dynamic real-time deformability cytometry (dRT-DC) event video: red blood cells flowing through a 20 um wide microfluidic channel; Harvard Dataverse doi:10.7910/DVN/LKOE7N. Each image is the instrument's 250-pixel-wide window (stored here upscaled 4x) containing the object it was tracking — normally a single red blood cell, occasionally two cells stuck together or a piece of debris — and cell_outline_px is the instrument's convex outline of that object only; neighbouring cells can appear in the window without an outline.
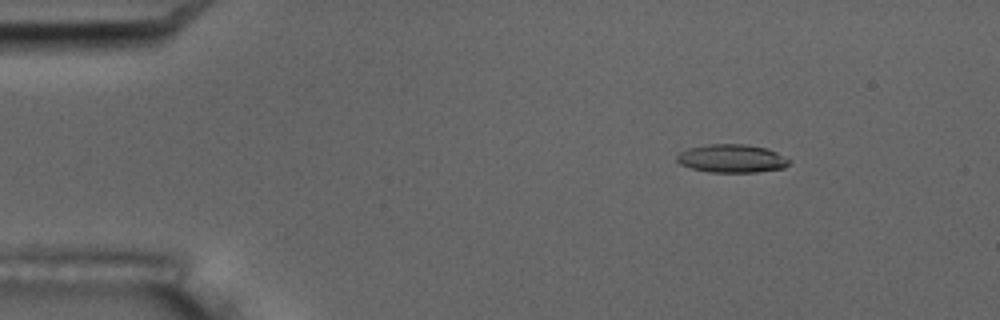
{"species": "common noctule bat (a hibernating species)", "species_latin": "Nyctalus noctula", "temperature_condition": "room temperature", "stored_images_in_passage": 5, "camera_frame_rate_fps": 3000, "um_per_image_px": 0.085, "animal": {"sex": "male", "body_mass_g": 17.5, "forearm_length_mm": 52.3}, "frame": {"image": 1, "passage_image": 2, "time_ms": 1.333, "image_size_px": [1000, 320], "cell_outline_px": [[792, 160], [784, 168], [756, 172], [708, 172], [692, 168], [680, 164], [676, 160], [676, 156], [680, 152], [688, 148], [708, 144], [744, 144], [768, 148]], "centroid_in_image_um": [62.21, 13.47], "position_along_channel_um": 22.8, "area_um2": 18.55}}